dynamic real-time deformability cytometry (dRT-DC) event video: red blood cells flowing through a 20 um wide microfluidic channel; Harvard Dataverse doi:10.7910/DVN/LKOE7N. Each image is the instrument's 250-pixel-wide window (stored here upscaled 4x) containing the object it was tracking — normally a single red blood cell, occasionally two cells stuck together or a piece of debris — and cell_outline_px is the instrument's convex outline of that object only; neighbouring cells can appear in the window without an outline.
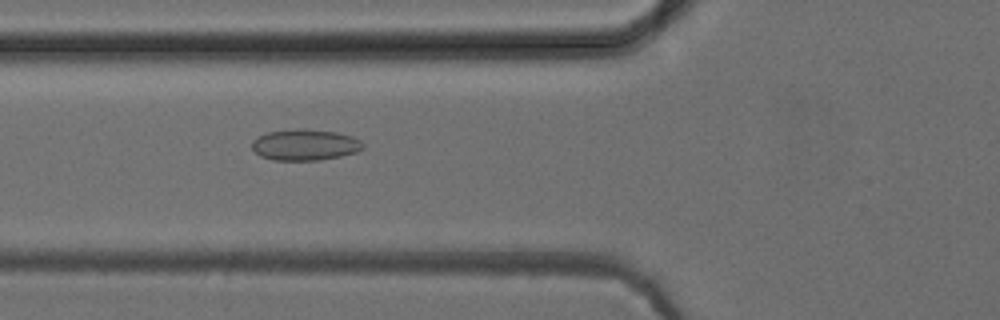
{"species": "common noctule bat (a hibernating species)", "species_latin": "Nyctalus noctula", "temperature_condition": "cold", "stored_images_in_passage": 52, "camera_frame_rate_fps": 3000, "um_per_image_px": 0.085, "animal": {"sex": "female", "body_mass_g": 24.6, "forearm_length_mm": 56.2}, "frame": {"image": 1, "passage_image": 20, "time_ms": 6.333, "image_size_px": [1000, 320], "cell_outline_px": [[364, 148], [356, 152], [340, 156], [320, 160], [272, 160], [260, 156], [252, 148], [252, 140], [268, 132], [292, 128], [300, 128], [336, 132], [352, 136], [360, 140], [364, 144]], "centroid_in_image_um": [25.92, 12.3], "position_along_channel_um": 99.9, "area_um2": 20.23}}
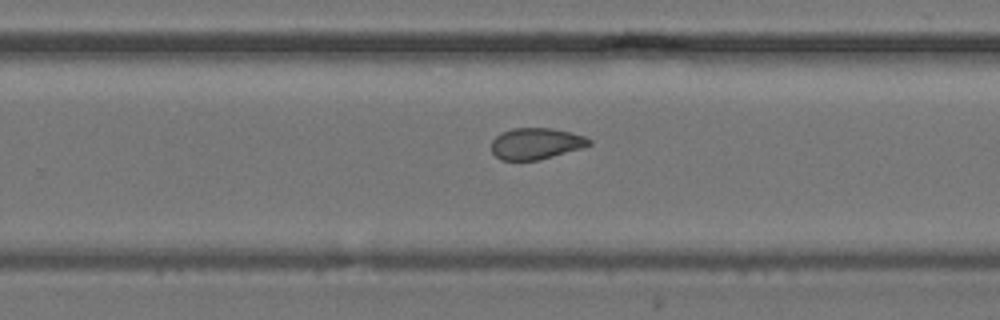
{"frame": {"image": 2, "passage_image": 34, "time_ms": 11.0, "image_size_px": [1000, 320], "cell_outline_px": [[592, 144], [584, 148], [540, 160], [500, 160], [492, 152], [492, 140], [500, 132], [512, 128], [552, 128], [572, 132], [584, 136], [592, 140]], "centroid_in_image_um": [45.59, 12.2], "position_along_channel_um": 284.2, "area_um2": 18.15}}
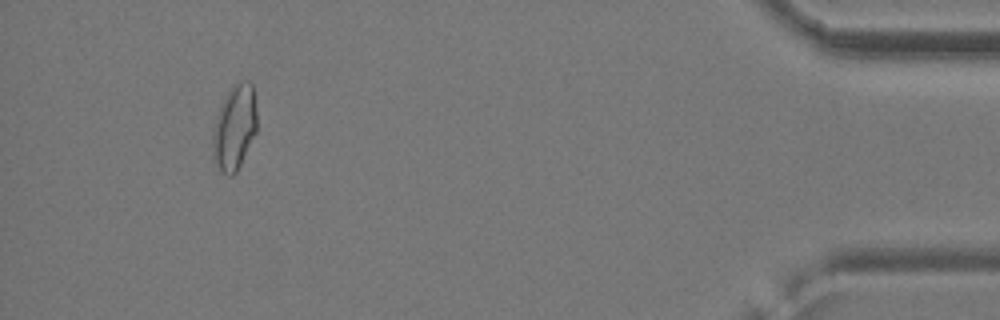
{"frame": {"image": 3, "passage_image": 49, "time_ms": 16.0, "image_size_px": [1000, 320], "cell_outline_px": [[256, 132], [236, 172], [232, 176], [228, 176], [216, 164], [212, 144], [212, 128], [220, 104], [232, 84], [240, 80], [248, 80], [252, 84], [256, 108]], "centroid_in_image_um": [19.92, 10.77], "position_along_channel_um": 415.3, "area_um2": 21.91}, "authors_computed_cell_mechanics": {"area_um2": 19.6231, "velocity_mm_per_s": 3.9613, "shape_relaxation_time_tau1_ms": null, "shape_relaxation_time_tau2_ms": 2.7208, "deformation_change_tau1": null, "deformation_change_tau2": 0.0695}}